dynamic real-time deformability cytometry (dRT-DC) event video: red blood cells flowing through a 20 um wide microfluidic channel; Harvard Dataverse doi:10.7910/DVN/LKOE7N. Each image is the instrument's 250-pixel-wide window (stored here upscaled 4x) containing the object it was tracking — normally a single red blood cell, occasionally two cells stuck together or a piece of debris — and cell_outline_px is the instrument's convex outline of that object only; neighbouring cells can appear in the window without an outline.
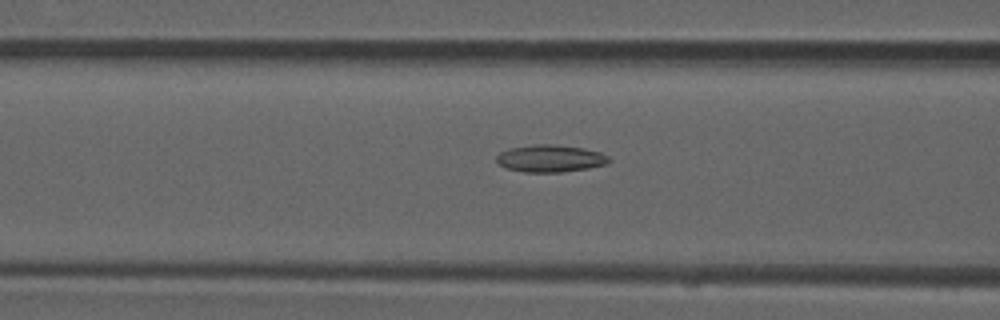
{"species": "common noctule bat (a hibernating species)", "species_latin": "Nyctalus noctula", "temperature_condition": "room temperature", "stored_images_in_passage": 42, "camera_frame_rate_fps": 3000, "um_per_image_px": 0.085, "animal": {"sex": "male", "forearm_length_mm": 52.5}, "frame": {"image": 1, "passage_image": 21, "time_ms": 6.667, "image_size_px": [1000, 320], "cell_outline_px": [[612, 160], [604, 164], [588, 168], [560, 172], [524, 172], [508, 168], [500, 164], [496, 160], [496, 156], [500, 152], [508, 148], [532, 144], [552, 144], [584, 148], [600, 152], [608, 156]], "centroid_in_image_um": [46.76, 13.45], "position_along_channel_um": 119.8, "area_um2": 17.8}}
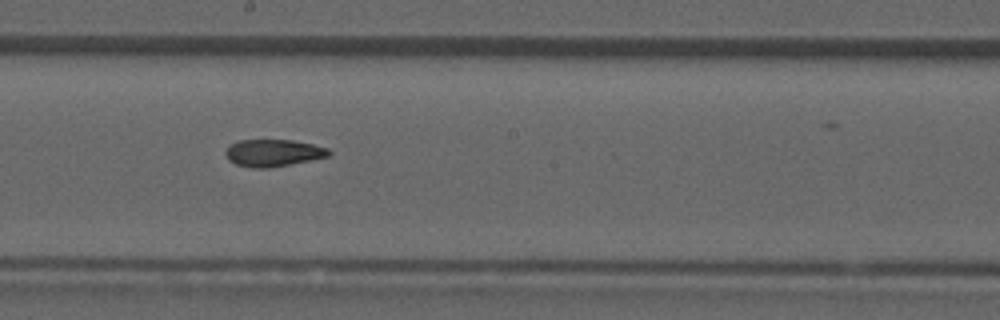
{"frame": {"image": 2, "passage_image": 29, "time_ms": 9.333, "image_size_px": [1000, 320], "cell_outline_px": [[332, 152], [328, 156], [268, 168], [252, 168], [236, 164], [228, 160], [224, 152], [232, 144], [240, 140], [292, 140], [312, 144], [328, 148]], "centroid_in_image_um": [23.2, 12.99], "position_along_channel_um": 225.0, "area_um2": 16.07}}
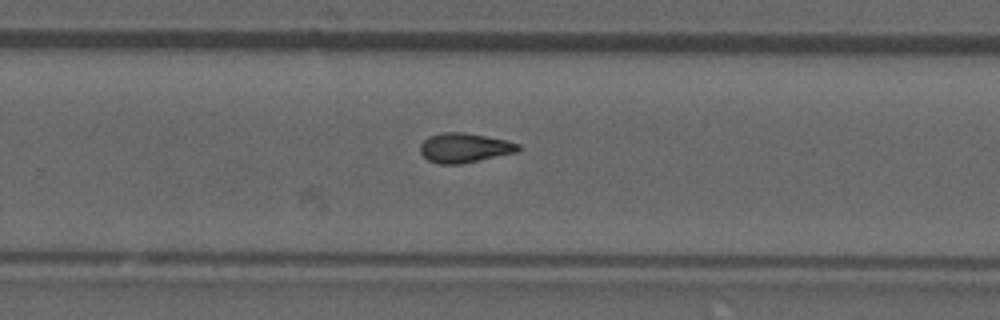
{"frame": {"image": 3, "passage_image": 34, "time_ms": 11.0, "image_size_px": [1000, 320], "cell_outline_px": [[520, 148], [516, 152], [460, 164], [440, 164], [428, 160], [420, 152], [420, 144], [428, 136], [440, 132], [464, 132], [504, 140], [520, 144]], "centroid_in_image_um": [39.43, 12.56], "position_along_channel_um": 290.4, "area_um2": 16.7}}